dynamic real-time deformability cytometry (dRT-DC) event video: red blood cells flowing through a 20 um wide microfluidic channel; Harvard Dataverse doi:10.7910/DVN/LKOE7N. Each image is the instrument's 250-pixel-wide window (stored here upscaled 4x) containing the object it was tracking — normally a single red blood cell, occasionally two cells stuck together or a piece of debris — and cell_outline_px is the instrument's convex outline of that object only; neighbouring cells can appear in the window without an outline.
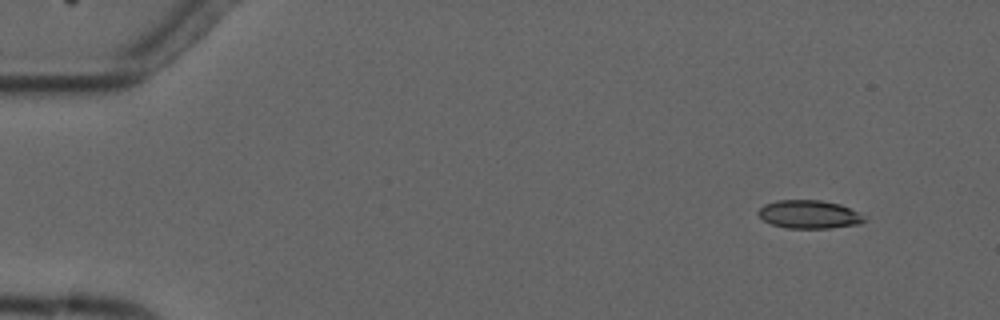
{"species": "common noctule bat (a hibernating species)", "species_latin": "Nyctalus noctula", "temperature_condition": "cold", "stored_images_in_passage": 4, "camera_frame_rate_fps": 3000, "um_per_image_px": 0.085, "animal": {"sex": "male", "forearm_length_mm": 52.5}, "frame": {"image": 1, "passage_image": 2, "time_ms": 1.0, "image_size_px": [1000, 320], "cell_outline_px": [[864, 220], [860, 224], [832, 228], [784, 228], [772, 224], [764, 220], [756, 212], [764, 204], [776, 200], [820, 200], [840, 204], [864, 216]], "centroid_in_image_um": [68.74, 18.22], "position_along_channel_um": 16.3, "area_um2": 17.4}}
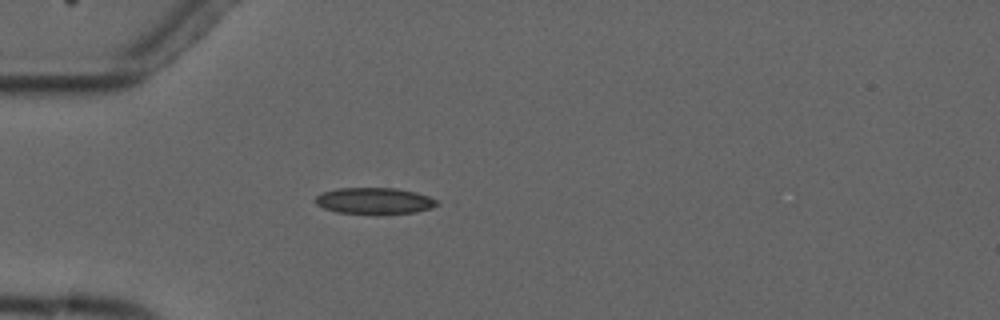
{"frame": {"image": 2, "passage_image": 4, "time_ms": 4.667, "image_size_px": [1000, 320], "cell_outline_px": [[440, 204], [432, 208], [416, 212], [376, 216], [336, 212], [324, 208], [316, 204], [316, 196], [324, 192], [336, 188], [396, 188], [416, 192], [428, 196], [436, 200]], "centroid_in_image_um": [31.85, 17.1], "position_along_channel_um": 53.2, "area_um2": 19.25}}